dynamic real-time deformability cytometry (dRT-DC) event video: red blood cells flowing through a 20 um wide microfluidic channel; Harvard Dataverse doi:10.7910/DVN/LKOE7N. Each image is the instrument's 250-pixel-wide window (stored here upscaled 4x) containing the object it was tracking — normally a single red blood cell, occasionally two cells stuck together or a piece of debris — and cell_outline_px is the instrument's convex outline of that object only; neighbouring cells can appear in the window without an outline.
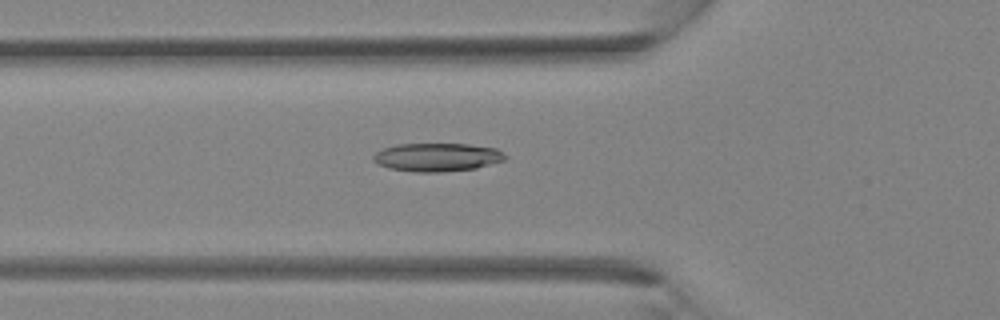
{"species": "Egyptian fruit bat (a non-hibernating species)", "species_latin": "Rousettus aegyptiacus", "temperature_condition": "room temperature", "stored_images_in_passage": 38, "camera_frame_rate_fps": 3000, "um_per_image_px": 0.085, "animal": {"sex": "female"}, "frame": {"image": 1, "passage_image": 14, "time_ms": 4.333, "image_size_px": [1000, 320], "cell_outline_px": [[508, 156], [504, 160], [476, 168], [444, 172], [412, 172], [388, 168], [372, 160], [372, 156], [376, 152], [384, 148], [396, 144], [468, 144], [496, 148], [504, 152]], "centroid_in_image_um": [37.16, 13.36], "position_along_channel_um": 88.6, "area_um2": 21.91}}
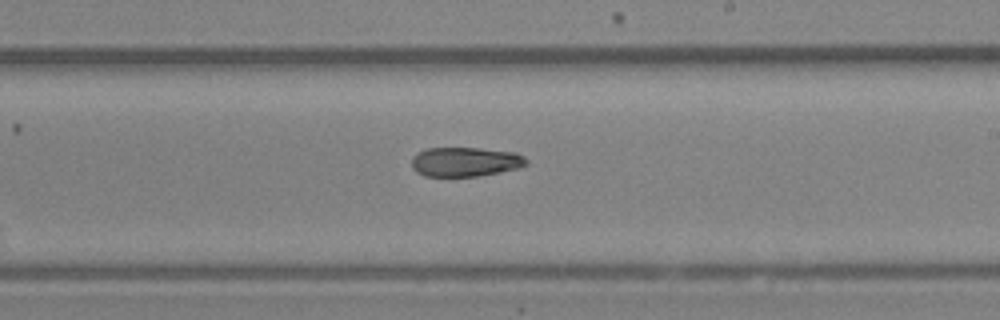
{"frame": {"image": 2, "passage_image": 23, "time_ms": 7.333, "image_size_px": [1000, 320], "cell_outline_px": [[528, 164], [520, 168], [500, 172], [476, 176], [424, 176], [416, 172], [412, 168], [412, 156], [416, 152], [428, 148], [480, 148], [516, 152], [524, 156], [528, 160]], "centroid_in_image_um": [39.56, 13.75], "position_along_channel_um": 249.4, "area_um2": 19.88}}
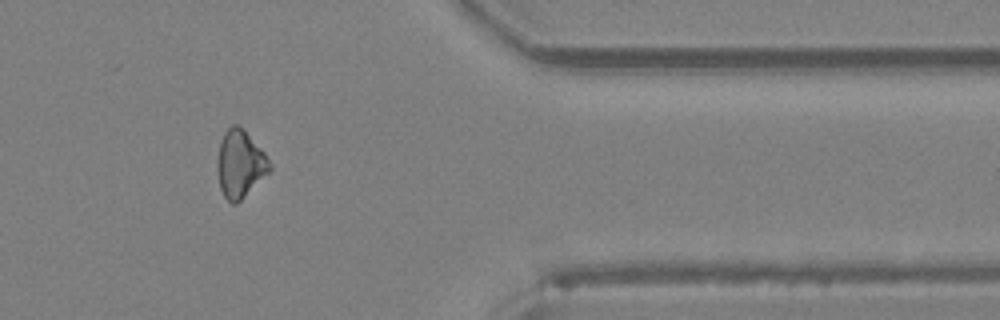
{"frame": {"image": 3, "passage_image": 32, "time_ms": 10.333, "image_size_px": [1000, 320], "cell_outline_px": [[272, 168], [236, 204], [232, 204], [224, 196], [220, 188], [216, 168], [216, 164], [220, 144], [224, 132], [232, 124], [236, 124], [244, 128], [264, 152], [272, 164]], "centroid_in_image_um": [20.39, 13.91], "position_along_channel_um": 391.0, "area_um2": 20.46}}